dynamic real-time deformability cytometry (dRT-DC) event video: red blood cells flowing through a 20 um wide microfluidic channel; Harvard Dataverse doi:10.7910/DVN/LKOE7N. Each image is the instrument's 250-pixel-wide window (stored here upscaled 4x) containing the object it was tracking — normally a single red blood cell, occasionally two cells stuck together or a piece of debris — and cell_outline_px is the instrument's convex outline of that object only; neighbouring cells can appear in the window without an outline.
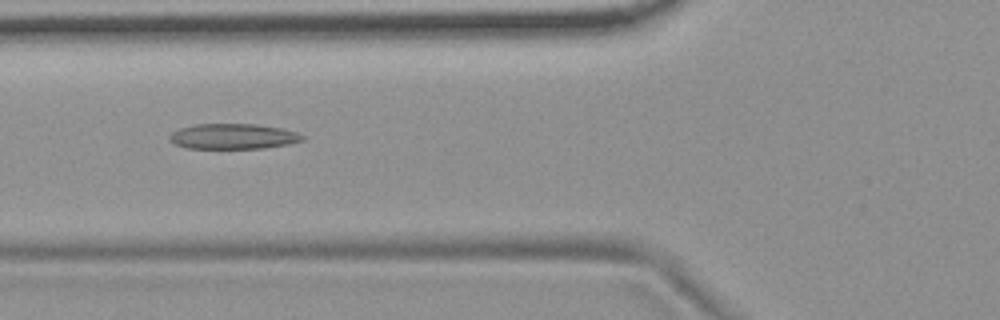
{"species": "common noctule bat (a hibernating species)", "species_latin": "Nyctalus noctula", "temperature_condition": "room temperature", "stored_images_in_passage": 8, "camera_frame_rate_fps": 3000, "um_per_image_px": 0.085, "animal": {"sex": "female", "body_mass_g": 19.9}, "frame": {"image": 1, "passage_image": 6, "time_ms": 1.667, "image_size_px": [1000, 320], "cell_outline_px": [[304, 140], [288, 144], [264, 148], [184, 148], [172, 144], [168, 140], [168, 136], [172, 132], [180, 128], [196, 124], [256, 124], [284, 128], [296, 132], [304, 136]], "centroid_in_image_um": [19.78, 11.59], "position_along_channel_um": 106.0, "area_um2": 19.83}}
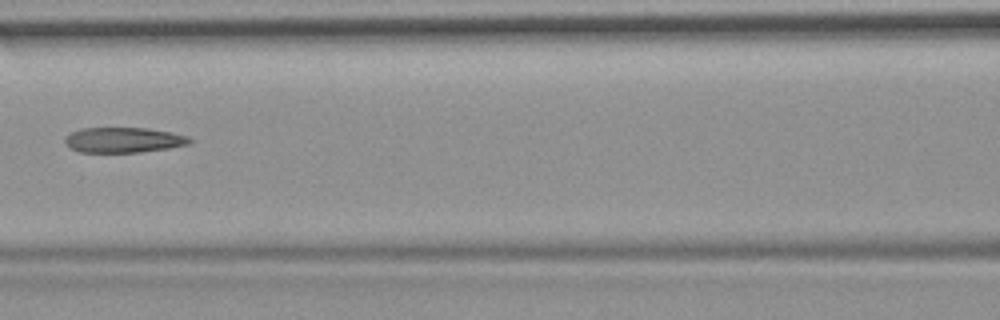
{"frame": {"image": 2, "passage_image": 7, "time_ms": 2.0, "image_size_px": [1000, 320], "cell_outline_px": [[192, 140], [188, 144], [168, 148], [140, 152], [80, 152], [64, 144], [64, 136], [80, 128], [148, 128], [172, 132], [188, 136]], "centroid_in_image_um": [10.48, 11.89], "position_along_channel_um": 156.1, "area_um2": 18.38}}